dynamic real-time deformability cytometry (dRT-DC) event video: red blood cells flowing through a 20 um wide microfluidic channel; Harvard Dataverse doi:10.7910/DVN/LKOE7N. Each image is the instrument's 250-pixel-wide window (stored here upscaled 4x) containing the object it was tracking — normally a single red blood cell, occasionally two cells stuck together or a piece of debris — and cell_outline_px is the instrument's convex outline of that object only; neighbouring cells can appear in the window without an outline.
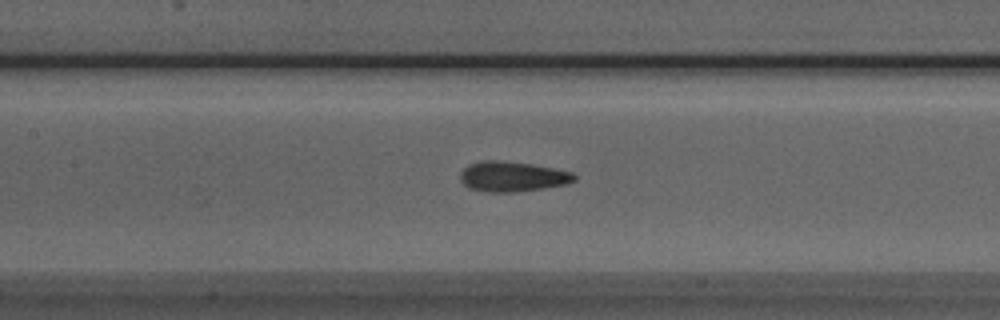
{"species": "Egyptian fruit bat (a non-hibernating species)", "species_latin": "Rousettus aegyptiacus", "temperature_condition": "room temperature", "stored_images_in_passage": 50, "camera_frame_rate_fps": 3000, "um_per_image_px": 0.085, "animal": {"sex": "male"}, "frame": {"image": 1, "passage_image": 22, "time_ms": 7.0, "image_size_px": [1000, 320], "cell_outline_px": [[576, 180], [568, 184], [544, 188], [512, 192], [488, 192], [468, 188], [460, 180], [460, 172], [468, 164], [480, 160], [496, 160], [532, 164], [572, 172], [576, 176]], "centroid_in_image_um": [43.53, 15.0], "position_along_channel_um": 163.9, "area_um2": 20.11}}
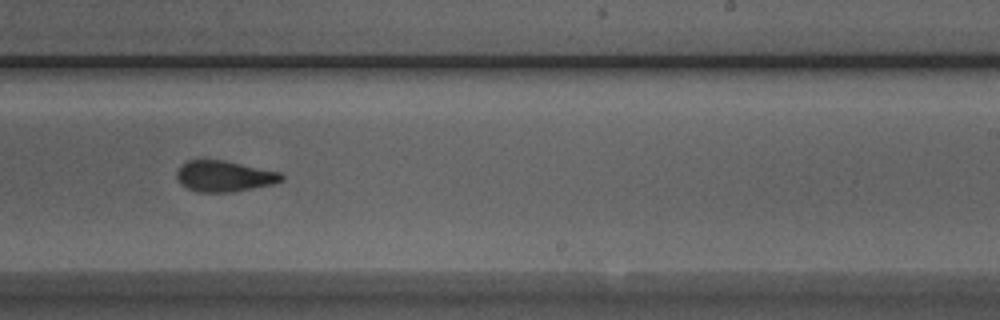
{"frame": {"image": 2, "passage_image": 30, "time_ms": 9.667, "image_size_px": [1000, 320], "cell_outline_px": [[284, 180], [272, 184], [232, 192], [196, 192], [180, 184], [176, 176], [176, 172], [188, 160], [224, 160], [280, 172], [284, 176]], "centroid_in_image_um": [19.06, 14.98], "position_along_channel_um": 269.9, "area_um2": 18.79}}
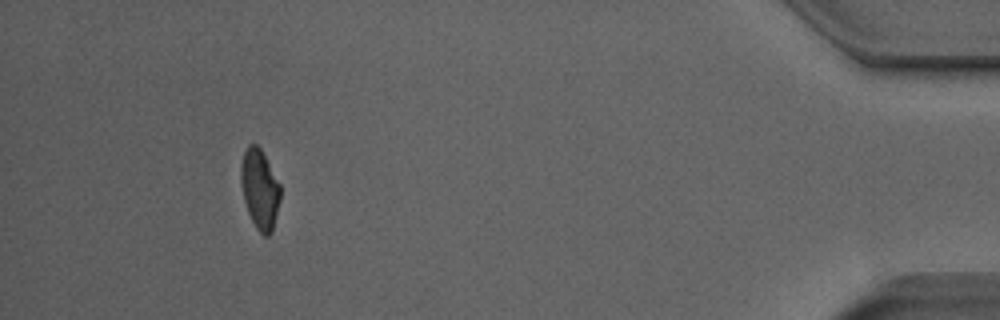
{"frame": {"image": 3, "passage_image": 46, "time_ms": 15.0, "image_size_px": [1000, 320], "cell_outline_px": [[280, 200], [272, 232], [268, 236], [264, 236], [256, 228], [248, 212], [244, 200], [240, 180], [240, 164], [244, 152], [248, 144], [256, 144], [260, 148], [280, 184]], "centroid_in_image_um": [22.07, 16.07], "position_along_channel_um": 413.1, "area_um2": 18.26}, "authors_computed_cell_mechanics": {"area_um2": 19.4497, "velocity_mm_per_s": 4.0024, "shape_relaxation_time_tau1_ms": 5.2033, "shape_relaxation_time_tau2_ms": 1.5637, "deformation_change_tau1": 0.1336, "deformation_change_tau2": 0.0767}}